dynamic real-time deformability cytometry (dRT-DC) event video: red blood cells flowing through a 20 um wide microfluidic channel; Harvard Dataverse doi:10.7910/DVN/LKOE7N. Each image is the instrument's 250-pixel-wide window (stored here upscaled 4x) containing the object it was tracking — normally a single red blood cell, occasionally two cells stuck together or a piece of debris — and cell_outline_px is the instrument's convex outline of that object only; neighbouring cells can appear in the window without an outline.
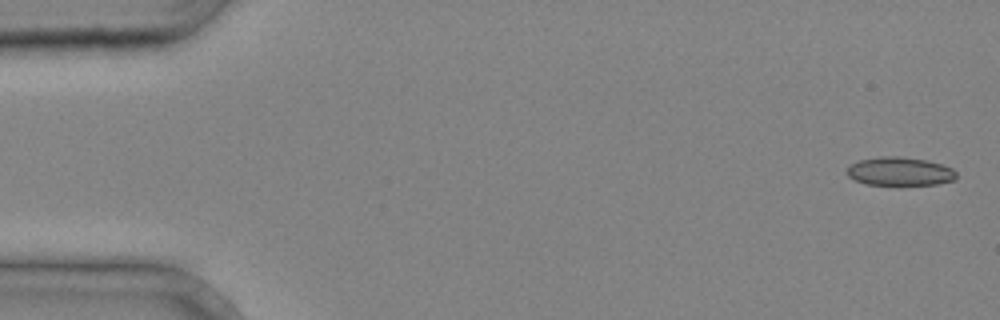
{"species": "common noctule bat (a hibernating species)", "species_latin": "Nyctalus noctula", "temperature_condition": "cold", "stored_images_in_passage": 4, "camera_frame_rate_fps": 3000, "um_per_image_px": 0.085, "animal": {"sex": "male", "body_mass_g": 20.4}, "frame": {"image": 1, "passage_image": 1, "time_ms": 0.0, "image_size_px": [1000, 320], "cell_outline_px": [[956, 180], [936, 184], [868, 184], [856, 180], [848, 176], [848, 168], [852, 164], [860, 160], [880, 156], [900, 156], [924, 160], [940, 164], [952, 168], [956, 172]], "centroid_in_image_um": [76.51, 14.56], "position_along_channel_um": 8.5, "area_um2": 17.8}}
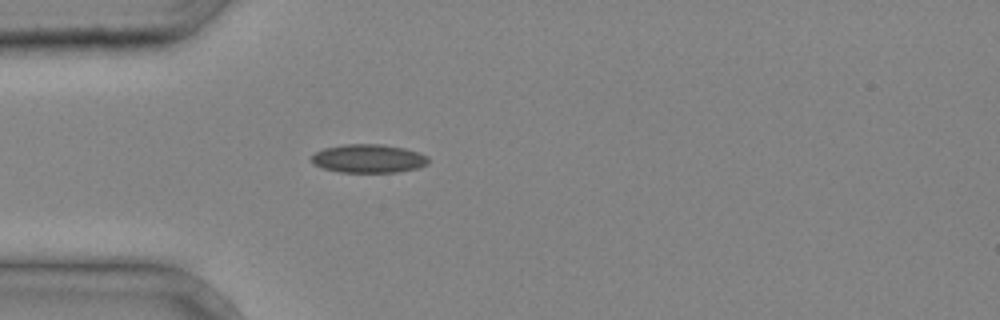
{"frame": {"image": 2, "passage_image": 4, "time_ms": 1.0, "image_size_px": [1000, 320], "cell_outline_px": [[428, 164], [420, 168], [400, 172], [340, 172], [324, 168], [312, 164], [312, 156], [316, 152], [324, 148], [344, 144], [384, 144], [404, 148], [420, 152], [428, 156]], "centroid_in_image_um": [31.37, 13.47], "position_along_channel_um": 53.6, "area_um2": 19.59}}